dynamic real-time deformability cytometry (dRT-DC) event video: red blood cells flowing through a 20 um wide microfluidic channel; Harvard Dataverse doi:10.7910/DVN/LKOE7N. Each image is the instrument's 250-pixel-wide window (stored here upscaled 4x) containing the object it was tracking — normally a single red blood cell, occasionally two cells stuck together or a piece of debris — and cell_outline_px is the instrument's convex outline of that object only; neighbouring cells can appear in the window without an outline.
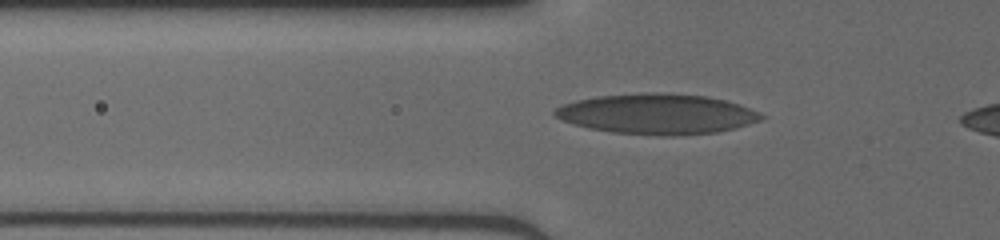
{"species": "human", "species_latin": "Homo sapiens", "temperature_condition": "cold", "stored_images_in_passage": 34, "camera_frame_rate_fps": 3000, "um_per_image_px": 0.085, "donor": {"sex": "male"}, "frame": {"image": 1, "passage_image": 7, "time_ms": 2.0, "image_size_px": [1000, 240], "cell_outline_px": [[764, 116], [760, 120], [748, 124], [716, 132], [672, 136], [664, 136], [612, 132], [588, 128], [564, 120], [556, 116], [552, 112], [556, 108], [564, 104], [576, 100], [596, 96], [640, 92], [664, 92], [708, 96], [740, 104], [760, 112]], "centroid_in_image_um": [55.86, 9.67], "position_along_channel_um": 69.9, "area_um2": 48.49}}
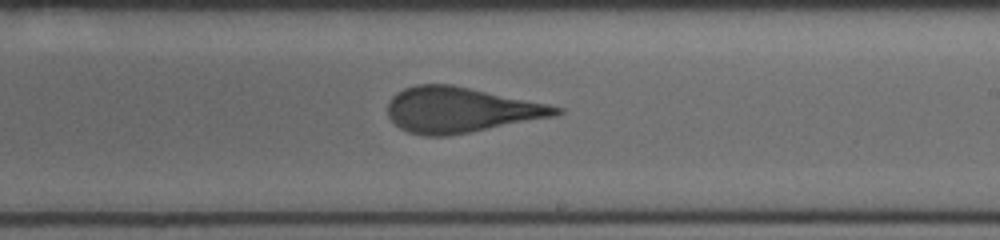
{"frame": {"image": 2, "passage_image": 20, "time_ms": 6.333, "image_size_px": [1000, 240], "cell_outline_px": [[564, 112], [556, 116], [448, 136], [428, 136], [408, 132], [400, 128], [388, 116], [388, 100], [396, 92], [404, 88], [416, 84], [452, 84], [548, 104], [564, 108]], "centroid_in_image_um": [39.14, 9.33], "position_along_channel_um": 249.9, "area_um2": 44.51}}
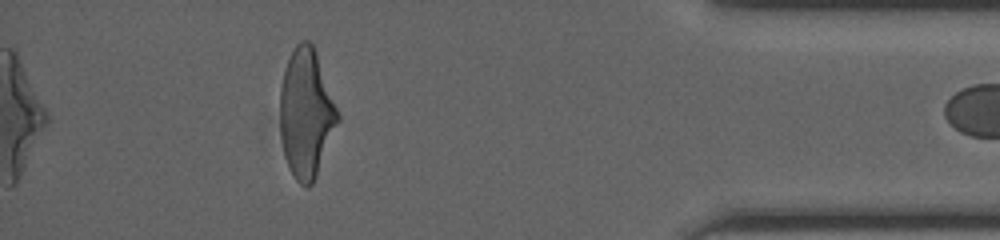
{"frame": {"image": 3, "passage_image": 34, "time_ms": 11.0, "image_size_px": [1000, 240], "cell_outline_px": [[340, 120], [316, 176], [312, 184], [308, 188], [304, 188], [296, 180], [284, 156], [280, 136], [280, 88], [284, 72], [288, 60], [296, 44], [300, 40], [308, 40], [312, 44], [316, 52], [340, 116]], "centroid_in_image_um": [26.02, 9.66], "position_along_channel_um": 409.2, "area_um2": 43.18}}